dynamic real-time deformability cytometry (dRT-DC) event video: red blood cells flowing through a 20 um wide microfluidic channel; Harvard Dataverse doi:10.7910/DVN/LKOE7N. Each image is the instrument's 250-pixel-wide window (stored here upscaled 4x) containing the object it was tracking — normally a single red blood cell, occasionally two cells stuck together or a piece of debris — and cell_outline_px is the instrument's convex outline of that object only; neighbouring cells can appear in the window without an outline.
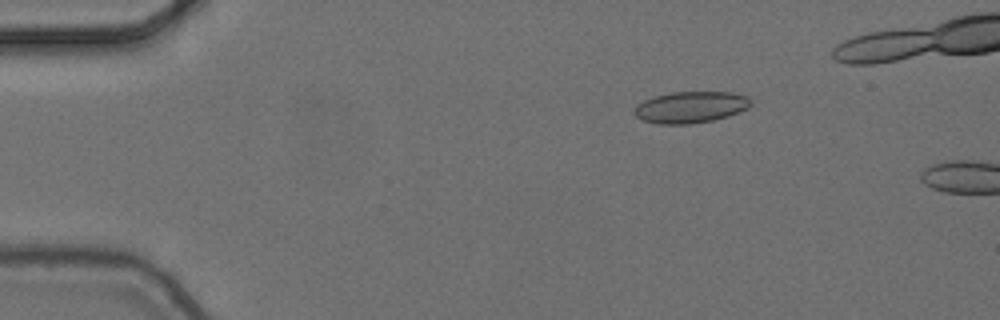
{"species": "common noctule bat (a hibernating species)", "species_latin": "Nyctalus noctula", "temperature_condition": "cold", "stored_images_in_passage": 4, "camera_frame_rate_fps": 3000, "um_per_image_px": 0.085, "animal": {"sex": "female", "body_mass_g": 24.6, "forearm_length_mm": 56.2}, "frame": {"image": 1, "passage_image": 3, "time_ms": 0.667, "image_size_px": [1000, 320], "cell_outline_px": [[752, 104], [748, 108], [728, 116], [712, 120], [692, 124], [656, 124], [644, 120], [636, 116], [632, 112], [636, 104], [644, 100], [656, 96], [672, 92], [728, 92], [744, 96]], "centroid_in_image_um": [58.64, 9.12], "position_along_channel_um": 26.4, "area_um2": 21.21}}